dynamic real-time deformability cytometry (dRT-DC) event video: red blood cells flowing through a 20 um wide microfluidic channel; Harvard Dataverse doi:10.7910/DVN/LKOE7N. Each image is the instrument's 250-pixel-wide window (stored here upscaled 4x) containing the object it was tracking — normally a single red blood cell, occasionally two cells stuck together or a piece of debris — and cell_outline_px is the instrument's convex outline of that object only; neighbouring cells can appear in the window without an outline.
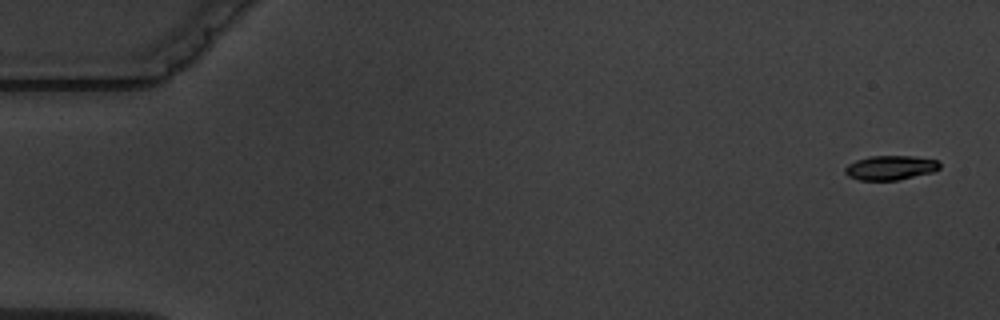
{"species": "common noctule bat (a hibernating species)", "species_latin": "Nyctalus noctula", "temperature_condition": "warm", "stored_images_in_passage": 6, "camera_frame_rate_fps": 3000, "um_per_image_px": 0.085, "animal": {"sex": "male", "body_mass_g": 19.5, "forearm_length_mm": 54.6}, "frame": {"image": 1, "passage_image": 1, "time_ms": 0.0, "image_size_px": [1000, 320], "cell_outline_px": [[940, 168], [932, 172], [896, 180], [860, 180], [848, 176], [844, 172], [844, 168], [848, 164], [856, 160], [868, 156], [912, 156], [940, 160]], "centroid_in_image_um": [75.68, 14.24], "position_along_channel_um": 9.3, "area_um2": 13.47}}
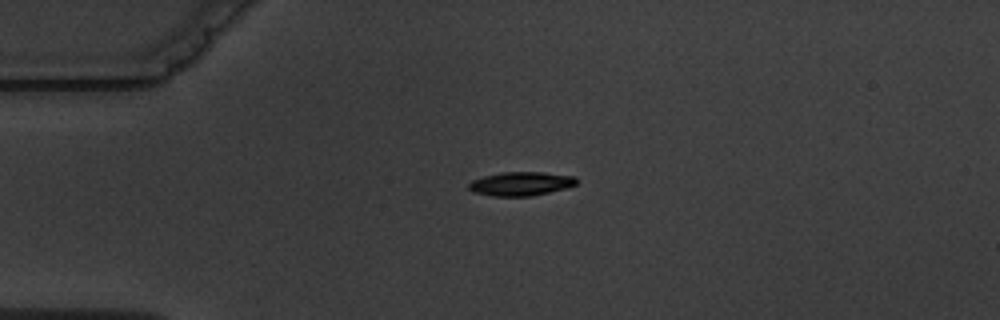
{"frame": {"image": 2, "passage_image": 4, "time_ms": 4.0, "image_size_px": [1000, 320], "cell_outline_px": [[576, 184], [568, 188], [532, 196], [492, 196], [472, 192], [468, 188], [468, 184], [472, 180], [484, 176], [500, 172], [540, 172], [576, 176]], "centroid_in_image_um": [44.26, 15.62], "position_along_channel_um": 40.7, "area_um2": 15.09}}
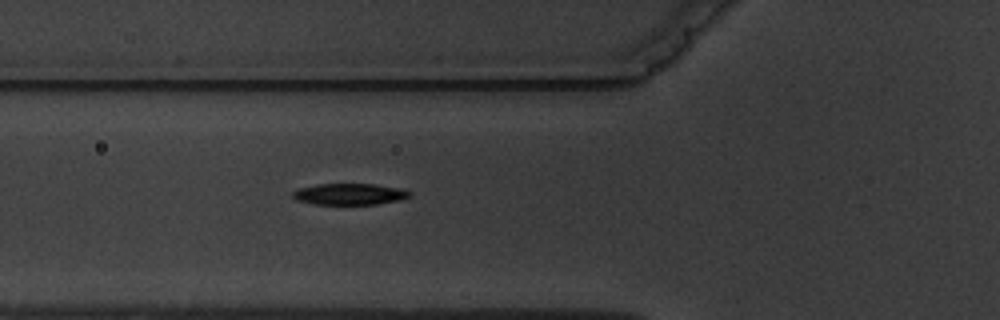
{"frame": {"image": 3, "passage_image": 6, "time_ms": 6.333, "image_size_px": [1000, 320], "cell_outline_px": [[412, 196], [400, 200], [376, 204], [312, 204], [296, 200], [292, 196], [292, 192], [300, 188], [316, 184], [376, 184], [400, 188], [412, 192]], "centroid_in_image_um": [29.73, 16.5], "position_along_channel_um": 96.1, "area_um2": 14.62}}